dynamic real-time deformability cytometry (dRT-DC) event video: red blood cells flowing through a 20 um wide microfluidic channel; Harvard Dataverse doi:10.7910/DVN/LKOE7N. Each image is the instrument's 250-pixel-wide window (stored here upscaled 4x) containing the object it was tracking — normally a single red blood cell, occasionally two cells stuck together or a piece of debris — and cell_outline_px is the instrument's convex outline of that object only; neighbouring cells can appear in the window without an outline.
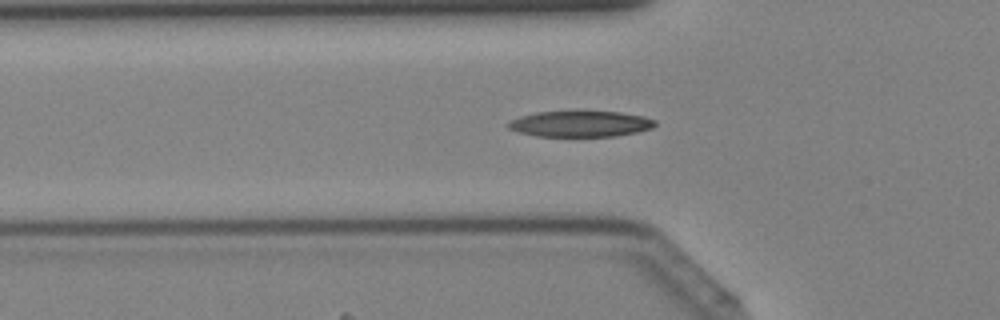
{"species": "Egyptian fruit bat (a non-hibernating species)", "species_latin": "Rousettus aegyptiacus", "temperature_condition": "cold", "stored_images_in_passage": 43, "camera_frame_rate_fps": 3000, "um_per_image_px": 0.085, "animal": {"sex": "female"}, "frame": {"image": 1, "passage_image": 15, "time_ms": 4.667, "image_size_px": [1000, 320], "cell_outline_px": [[656, 124], [652, 128], [636, 132], [616, 136], [536, 136], [516, 132], [508, 128], [504, 124], [508, 120], [520, 116], [536, 112], [568, 108], [576, 108], [620, 112], [644, 116], [656, 120]], "centroid_in_image_um": [49.26, 10.47], "position_along_channel_um": 76.5, "area_um2": 23.58}}
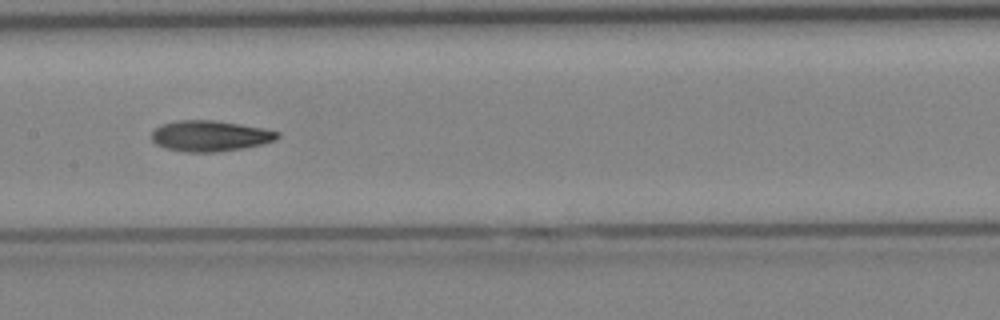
{"frame": {"image": 2, "passage_image": 22, "time_ms": 7.0, "image_size_px": [1000, 320], "cell_outline_px": [[280, 136], [276, 140], [244, 148], [220, 152], [184, 152], [164, 148], [156, 144], [152, 140], [152, 132], [160, 124], [176, 120], [212, 120], [240, 124], [264, 128], [280, 132]], "centroid_in_image_um": [17.84, 11.55], "position_along_channel_um": 189.6, "area_um2": 22.77}}
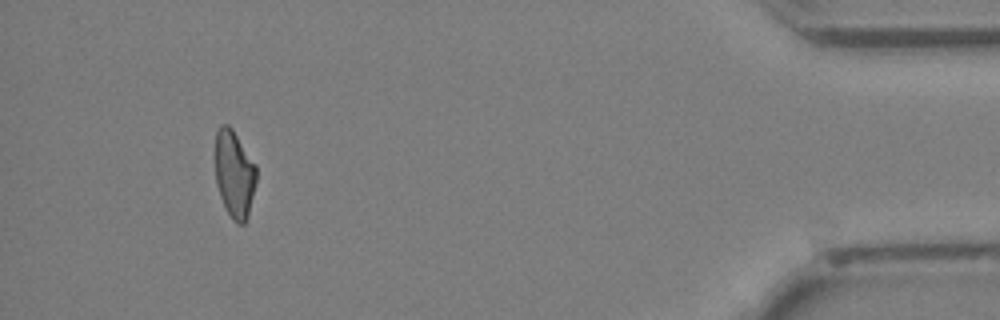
{"frame": {"image": 3, "passage_image": 40, "time_ms": 13.0, "image_size_px": [1000, 320], "cell_outline_px": [[256, 184], [248, 216], [244, 224], [236, 224], [232, 220], [220, 196], [216, 184], [216, 132], [220, 124], [228, 124], [232, 128], [256, 164]], "centroid_in_image_um": [19.93, 14.79], "position_along_channel_um": 415.3, "area_um2": 20.98}}